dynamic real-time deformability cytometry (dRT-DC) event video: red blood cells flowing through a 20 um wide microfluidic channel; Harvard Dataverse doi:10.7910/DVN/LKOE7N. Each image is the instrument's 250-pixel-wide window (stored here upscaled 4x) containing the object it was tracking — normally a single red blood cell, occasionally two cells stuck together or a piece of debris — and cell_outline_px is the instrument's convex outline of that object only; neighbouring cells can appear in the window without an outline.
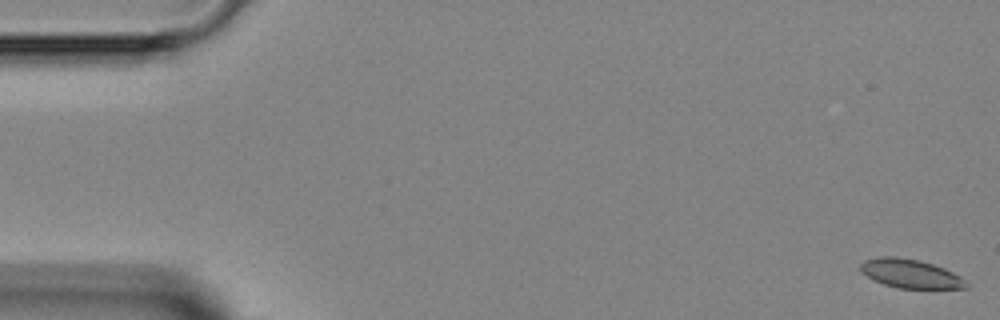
{"species": "Egyptian fruit bat (a non-hibernating species)", "species_latin": "Rousettus aegyptiacus", "temperature_condition": "room temperature", "stored_images_in_passage": 5, "camera_frame_rate_fps": 3000, "um_per_image_px": 0.085, "animal": {"sex": "female"}, "frame": {"image": 1, "passage_image": 1, "time_ms": 0.0, "image_size_px": [1000, 320], "cell_outline_px": [[968, 288], [900, 288], [884, 284], [872, 280], [860, 272], [860, 264], [864, 260], [880, 256], [896, 256], [920, 260], [944, 268], [960, 276], [968, 284]], "centroid_in_image_um": [77.34, 23.25], "position_along_channel_um": 7.7, "area_um2": 17.8}}